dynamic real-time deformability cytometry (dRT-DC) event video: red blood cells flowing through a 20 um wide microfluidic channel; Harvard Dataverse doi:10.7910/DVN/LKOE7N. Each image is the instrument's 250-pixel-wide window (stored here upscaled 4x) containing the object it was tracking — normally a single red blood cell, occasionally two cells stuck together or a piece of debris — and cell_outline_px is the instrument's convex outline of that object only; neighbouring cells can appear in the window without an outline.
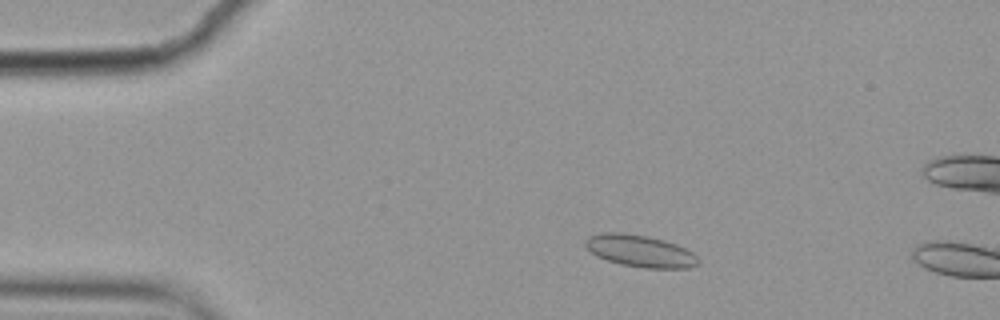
{"species": "common noctule bat (a hibernating species)", "species_latin": "Nyctalus noctula", "temperature_condition": "cold", "stored_images_in_passage": 3, "camera_frame_rate_fps": 3000, "um_per_image_px": 0.085, "animal": {"sex": "female", "body_mass_g": 19.9}, "frame": {"image": 1, "passage_image": 2, "time_ms": 0.333, "image_size_px": [1000, 320], "cell_outline_px": [[700, 264], [688, 268], [644, 268], [620, 264], [596, 256], [584, 244], [584, 240], [588, 236], [600, 232], [620, 232], [648, 236], [664, 240], [676, 244], [692, 252], [700, 260]], "centroid_in_image_um": [54.4, 21.33], "position_along_channel_um": 30.6, "area_um2": 21.15}}